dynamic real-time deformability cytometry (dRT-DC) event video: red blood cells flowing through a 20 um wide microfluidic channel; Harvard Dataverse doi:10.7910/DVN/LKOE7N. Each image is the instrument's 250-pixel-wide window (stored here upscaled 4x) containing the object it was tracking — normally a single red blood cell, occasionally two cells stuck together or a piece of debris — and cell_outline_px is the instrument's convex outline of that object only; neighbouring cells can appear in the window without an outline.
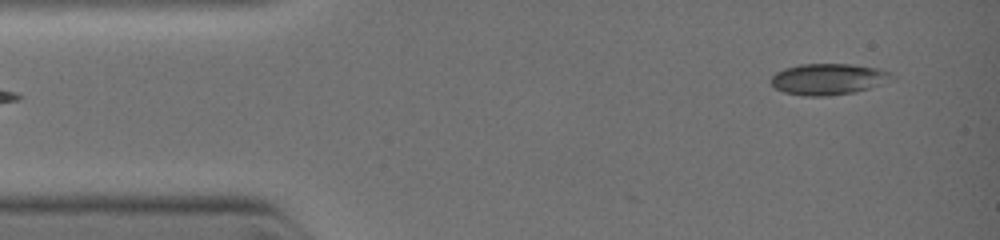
{"species": "common noctule bat (a hibernating species)", "species_latin": "Nyctalus noctula", "temperature_condition": "warm", "stored_images_in_passage": 3, "segment_of_instrument_passage": [2, 2], "camera_frame_rate_fps": 3000, "um_per_image_px": 0.085, "animal": {"sex": "female", "body_mass_g": 19.0, "forearm_length_mm": 51.5}, "frame": {"image": 1, "passage_image": 3, "time_ms": 1.0, "image_size_px": [1000, 240], "cell_outline_px": [[896, 76], [868, 88], [856, 92], [828, 96], [804, 96], [784, 92], [776, 88], [768, 80], [776, 72], [784, 68], [800, 64], [852, 64], [880, 68], [892, 72]], "centroid_in_image_um": [70.38, 6.72], "position_along_channel_um": 14.6, "area_um2": 22.02}}